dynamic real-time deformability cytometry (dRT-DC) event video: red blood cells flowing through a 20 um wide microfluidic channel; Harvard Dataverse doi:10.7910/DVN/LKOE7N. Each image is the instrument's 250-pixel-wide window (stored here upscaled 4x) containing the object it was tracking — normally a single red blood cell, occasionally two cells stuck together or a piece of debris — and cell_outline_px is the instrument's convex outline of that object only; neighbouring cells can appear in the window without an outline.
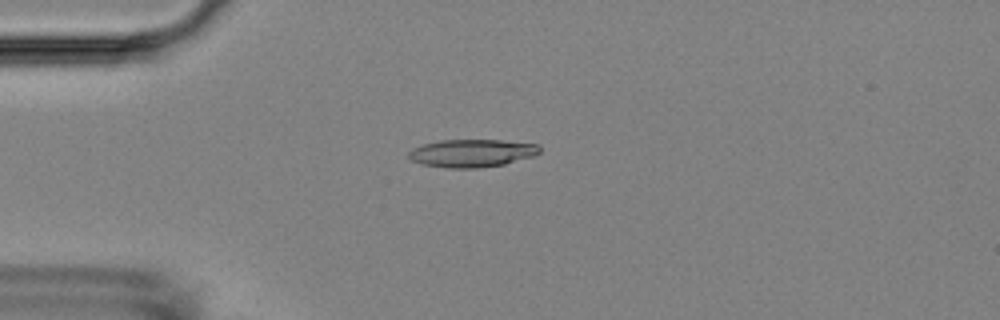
{"species": "Egyptian fruit bat (a non-hibernating species)", "species_latin": "Rousettus aegyptiacus", "temperature_condition": "room temperature", "stored_images_in_passage": 46, "camera_frame_rate_fps": 3000, "um_per_image_px": 0.085, "animal": {"sex": "female"}, "frame": {"image": 1, "passage_image": 5, "time_ms": 1.333, "image_size_px": [1000, 320], "cell_outline_px": [[540, 152], [536, 156], [504, 164], [480, 168], [448, 168], [424, 164], [412, 160], [408, 156], [408, 152], [412, 148], [424, 144], [440, 140], [500, 140], [540, 144]], "centroid_in_image_um": [40.16, 13.01], "position_along_channel_um": 44.8, "area_um2": 21.33}}
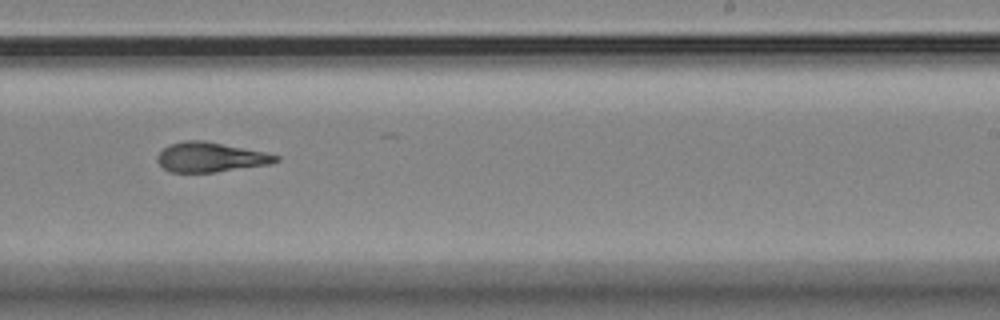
{"frame": {"image": 2, "passage_image": 25, "time_ms": 8.0, "image_size_px": [1000, 320], "cell_outline_px": [[280, 160], [268, 164], [216, 172], [168, 172], [156, 160], [156, 156], [168, 144], [184, 140], [204, 140], [264, 152], [280, 156]], "centroid_in_image_um": [17.85, 13.35], "position_along_channel_um": 271.1, "area_um2": 20.46}}
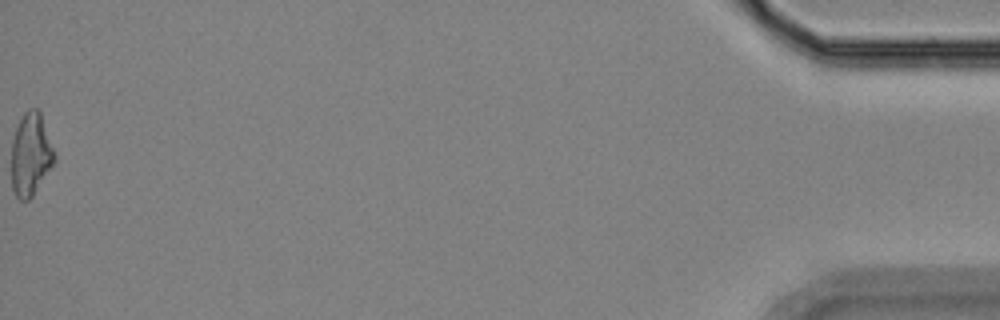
{"frame": {"image": 3, "passage_image": 46, "time_ms": 15.0, "image_size_px": [1000, 320], "cell_outline_px": [[56, 160], [32, 196], [28, 200], [20, 200], [16, 196], [12, 188], [12, 140], [16, 128], [24, 112], [28, 108], [36, 108], [40, 112], [56, 156]], "centroid_in_image_um": [2.61, 13.12], "position_along_channel_um": 432.6, "area_um2": 20.52}, "authors_computed_cell_mechanics": {"area_um2": 20.7502, "velocity_mm_per_s": 3.6739, "shape_relaxation_time_tau1_ms": 8.027, "shape_relaxation_time_tau2_ms": 3.7248, "deformation_change_tau1": 0.2113, "deformation_change_tau2": 0.1388}}